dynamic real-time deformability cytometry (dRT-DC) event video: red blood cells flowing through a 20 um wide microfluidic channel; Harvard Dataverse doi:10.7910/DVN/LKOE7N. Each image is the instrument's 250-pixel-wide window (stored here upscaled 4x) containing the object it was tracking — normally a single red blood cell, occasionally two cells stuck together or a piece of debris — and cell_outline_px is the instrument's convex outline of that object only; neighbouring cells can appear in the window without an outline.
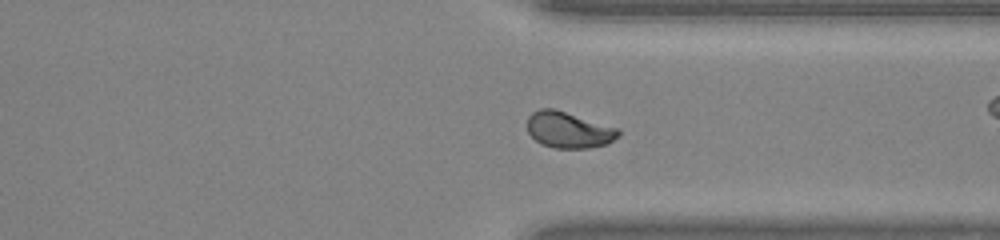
{"species": "common noctule bat (a hibernating species)", "species_latin": "Nyctalus noctula", "temperature_condition": "warm", "stored_images_in_passage": 41, "camera_frame_rate_fps": 3000, "um_per_image_px": 0.085, "animal": {"sex": "male", "body_mass_g": 20.0, "forearm_length_mm": 53.3}, "frame": {"image": 1, "passage_image": 30, "time_ms": 9.667, "image_size_px": [1000, 240], "cell_outline_px": [[620, 136], [608, 144], [588, 148], [556, 148], [540, 144], [528, 132], [528, 116], [532, 112], [540, 108], [556, 108], [620, 128]], "centroid_in_image_um": [48.37, 11.03], "position_along_channel_um": 363.0, "area_um2": 19.59}}